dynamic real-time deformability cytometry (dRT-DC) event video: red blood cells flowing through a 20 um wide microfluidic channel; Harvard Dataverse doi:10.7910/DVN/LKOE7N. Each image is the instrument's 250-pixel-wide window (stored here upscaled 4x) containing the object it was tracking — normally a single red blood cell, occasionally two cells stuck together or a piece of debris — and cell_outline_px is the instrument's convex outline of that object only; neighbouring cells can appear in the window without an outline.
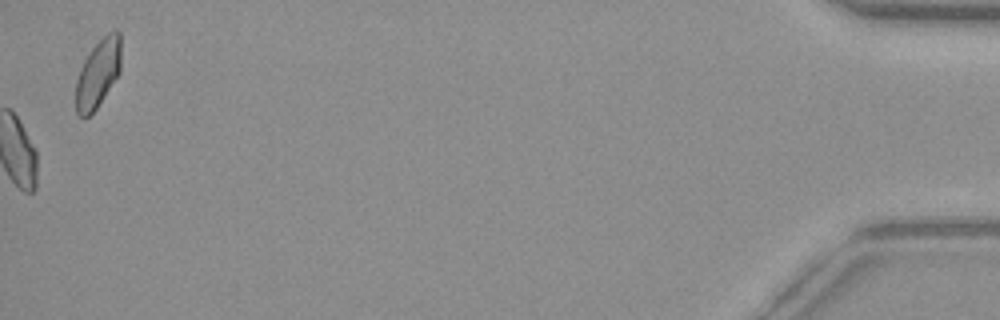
{"species": "common noctule bat (a hibernating species)", "species_latin": "Nyctalus noctula", "temperature_condition": "warm", "stored_images_in_passage": 50, "camera_frame_rate_fps": 3000, "um_per_image_px": 0.085, "animal": {"sex": "female", "body_mass_g": 29.2, "forearm_length_mm": 56.3}, "frame": {"image": 1, "passage_image": 50, "time_ms": 16.333, "image_size_px": [1000, 320], "cell_outline_px": [[120, 72], [96, 108], [88, 116], [80, 116], [76, 112], [76, 80], [84, 60], [92, 48], [108, 32], [116, 28], [120, 32]], "centroid_in_image_um": [8.34, 6.2], "position_along_channel_um": 426.9, "area_um2": 17.69}, "authors_computed_cell_mechanics": {"area_um2": 18.5538, "velocity_mm_per_s": 3.8699, "shape_relaxation_time_tau1_ms": null, "shape_relaxation_time_tau2_ms": 1.7581, "deformation_change_tau1": null, "deformation_change_tau2": 0.0603}}